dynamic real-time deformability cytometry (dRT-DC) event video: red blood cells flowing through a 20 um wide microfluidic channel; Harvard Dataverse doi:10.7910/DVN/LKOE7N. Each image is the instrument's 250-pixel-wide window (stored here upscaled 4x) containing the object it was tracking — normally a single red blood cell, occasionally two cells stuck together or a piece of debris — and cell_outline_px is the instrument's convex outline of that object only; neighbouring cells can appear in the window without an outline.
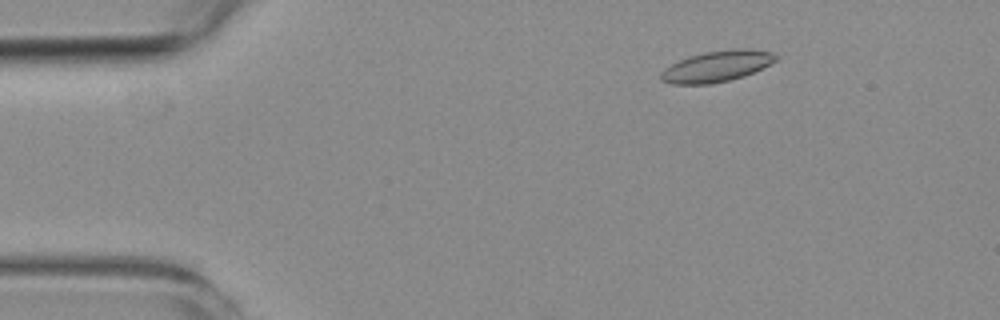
{"species": "common noctule bat (a hibernating species)", "species_latin": "Nyctalus noctula", "temperature_condition": "room temperature", "stored_images_in_passage": 5, "camera_frame_rate_fps": 3000, "um_per_image_px": 0.085, "animal": {"sex": "female", "body_mass_g": 19.3, "forearm_length_mm": 54.1}, "frame": {"image": 1, "passage_image": 3, "time_ms": 2.333, "image_size_px": [1000, 320], "cell_outline_px": [[780, 56], [776, 60], [744, 76], [712, 84], [672, 84], [660, 80], [660, 72], [664, 68], [680, 60], [704, 52], [736, 48], [748, 48], [772, 52]], "centroid_in_image_um": [60.92, 5.63], "position_along_channel_um": 24.1, "area_um2": 20.63}}
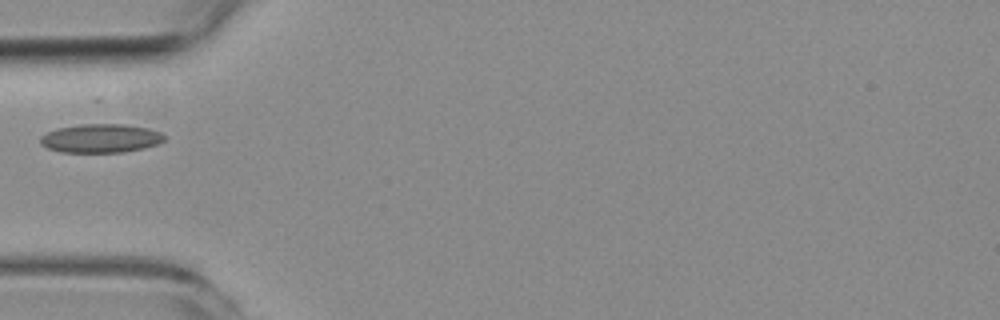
{"frame": {"image": 2, "passage_image": 5, "time_ms": 5.667, "image_size_px": [1000, 320], "cell_outline_px": [[164, 140], [156, 144], [144, 148], [124, 152], [60, 152], [48, 148], [40, 144], [40, 136], [56, 128], [80, 124], [124, 124], [148, 128], [160, 132], [164, 136]], "centroid_in_image_um": [8.53, 11.75], "position_along_channel_um": 76.5, "area_um2": 20.75}}